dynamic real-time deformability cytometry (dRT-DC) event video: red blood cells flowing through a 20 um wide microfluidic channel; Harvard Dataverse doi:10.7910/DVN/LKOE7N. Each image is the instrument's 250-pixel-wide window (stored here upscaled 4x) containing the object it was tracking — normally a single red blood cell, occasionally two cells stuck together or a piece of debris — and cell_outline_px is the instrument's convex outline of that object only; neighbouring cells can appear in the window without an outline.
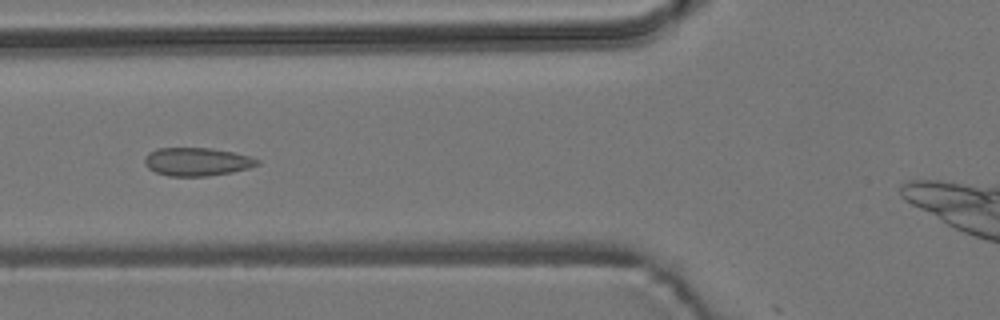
{"species": "common noctule bat (a hibernating species)", "species_latin": "Nyctalus noctula", "temperature_condition": "room temperature", "stored_images_in_passage": 8, "camera_frame_rate_fps": 3000, "um_per_image_px": 0.085, "animal": {"sex": "male", "body_mass_g": 19.2, "forearm_length_mm": 51.8}, "frame": {"image": 1, "passage_image": 4, "time_ms": 3.667, "image_size_px": [1000, 320], "cell_outline_px": [[260, 164], [248, 168], [232, 172], [208, 176], [168, 176], [156, 172], [148, 168], [144, 164], [144, 156], [148, 152], [156, 148], [212, 148], [252, 156], [260, 160]], "centroid_in_image_um": [16.73, 13.74], "position_along_channel_um": 109.1, "area_um2": 18.73}}
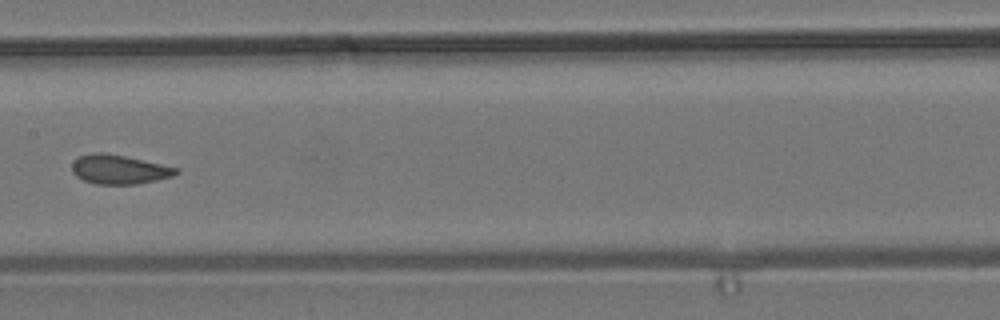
{"frame": {"image": 2, "passage_image": 6, "time_ms": 6.0, "image_size_px": [1000, 320], "cell_outline_px": [[180, 172], [172, 176], [156, 180], [136, 184], [96, 184], [84, 180], [76, 176], [72, 172], [72, 164], [80, 156], [92, 152], [104, 152], [124, 156], [180, 168]], "centroid_in_image_um": [10.13, 14.4], "position_along_channel_um": 197.3, "area_um2": 17.63}}
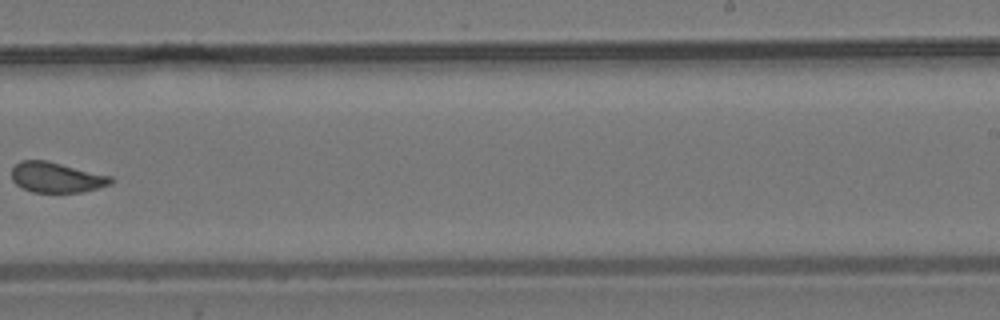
{"frame": {"image": 3, "passage_image": 8, "time_ms": 8.333, "image_size_px": [1000, 320], "cell_outline_px": [[116, 180], [112, 184], [80, 192], [32, 192], [16, 184], [12, 180], [12, 168], [20, 160], [48, 160], [112, 176]], "centroid_in_image_um": [4.82, 15.06], "position_along_channel_um": 284.2, "area_um2": 17.63}}